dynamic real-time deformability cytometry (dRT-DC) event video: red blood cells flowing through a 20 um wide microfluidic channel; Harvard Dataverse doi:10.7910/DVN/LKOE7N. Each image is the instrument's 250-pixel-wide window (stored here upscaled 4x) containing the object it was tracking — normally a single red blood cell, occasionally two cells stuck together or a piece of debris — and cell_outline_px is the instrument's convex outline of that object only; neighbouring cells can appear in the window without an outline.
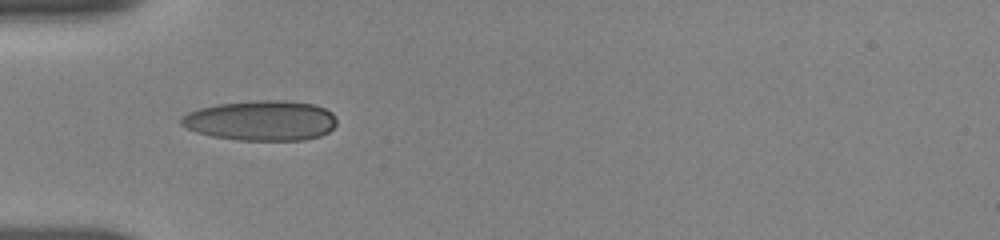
{"species": "human", "species_latin": "Homo sapiens", "temperature_condition": "room temperature", "stored_images_in_passage": 38, "camera_frame_rate_fps": 3000, "um_per_image_px": 0.085, "donor": {"sex": "female"}, "frame": {"image": 1, "passage_image": 1, "time_ms": 0.0, "image_size_px": [1000, 240], "cell_outline_px": [[336, 124], [328, 132], [320, 136], [304, 140], [236, 140], [212, 136], [196, 132], [180, 124], [180, 120], [188, 112], [200, 108], [220, 104], [260, 100], [284, 100], [316, 104], [332, 112], [336, 116]], "centroid_in_image_um": [22.23, 10.25], "position_along_channel_um": 62.8, "area_um2": 36.36}}
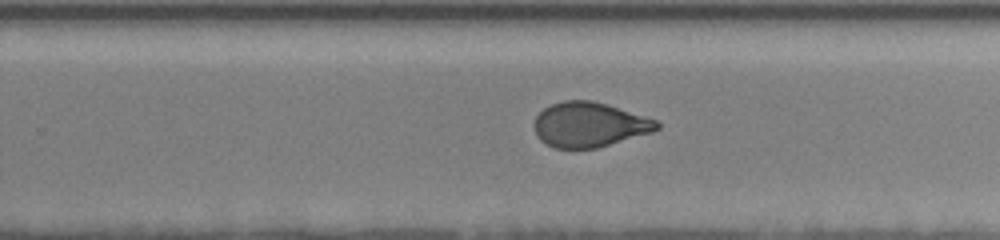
{"frame": {"image": 2, "passage_image": 19, "time_ms": 6.0, "image_size_px": [1000, 240], "cell_outline_px": [[660, 128], [652, 132], [596, 148], [556, 148], [544, 144], [536, 136], [532, 124], [536, 116], [544, 108], [552, 104], [564, 100], [592, 100], [608, 104], [656, 120], [660, 124]], "centroid_in_image_um": [50.05, 10.59], "position_along_channel_um": 279.8, "area_um2": 32.14}}
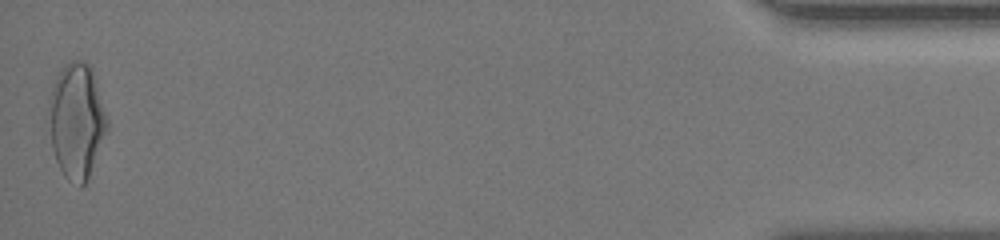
{"frame": {"image": 3, "passage_image": 38, "time_ms": 12.333, "image_size_px": [1000, 240], "cell_outline_px": [[108, 132], [88, 176], [84, 184], [80, 188], [68, 180], [64, 176], [56, 160], [52, 148], [48, 100], [56, 76], [60, 68], [68, 60], [80, 60], [88, 64], [92, 68], [108, 120]], "centroid_in_image_um": [6.52, 10.25], "position_along_channel_um": 428.7, "area_um2": 39.25}, "authors_computed_cell_mechanics": {"area_um2": 33.3795, "velocity_mm_per_s": 3.6596, "shape_relaxation_time_tau1_ms": 4.6672, "shape_relaxation_time_tau2_ms": 1.1608, "deformation_change_tau1": 0.164, "deformation_change_tau2": 0.0662}}